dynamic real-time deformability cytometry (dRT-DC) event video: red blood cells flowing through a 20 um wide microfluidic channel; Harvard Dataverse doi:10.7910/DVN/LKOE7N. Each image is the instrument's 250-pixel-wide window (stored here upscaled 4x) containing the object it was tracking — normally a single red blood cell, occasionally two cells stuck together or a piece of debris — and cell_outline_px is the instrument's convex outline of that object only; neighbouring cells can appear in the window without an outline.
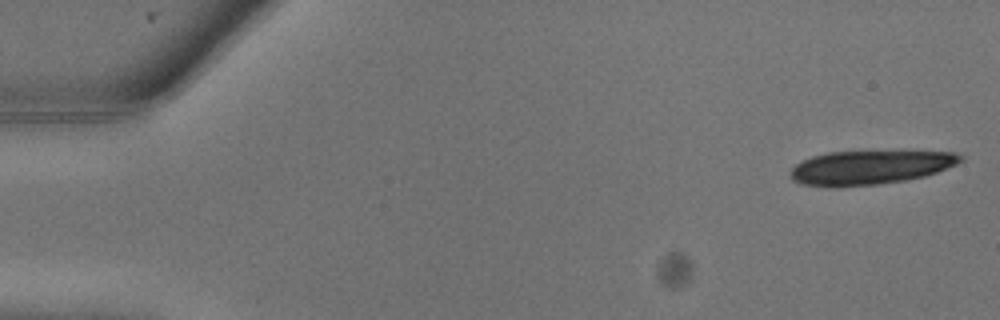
{"species": "common noctule bat (a hibernating species)", "species_latin": "Nyctalus noctula", "temperature_condition": "warm", "stored_images_in_passage": 25, "camera_frame_rate_fps": 3000, "um_per_image_px": 0.085, "animal": {"sex": "male", "body_mass_g": 13.3}, "frame": {"image": 1, "passage_image": 1, "time_ms": 0.0, "image_size_px": [1000, 320], "cell_outline_px": [[964, 160], [956, 164], [936, 172], [924, 176], [904, 180], [876, 184], [832, 188], [800, 184], [792, 180], [792, 168], [796, 164], [812, 156], [828, 152], [900, 148], [956, 152], [964, 156]], "centroid_in_image_um": [74.04, 14.17], "position_along_channel_um": 11.0, "area_um2": 35.2}}
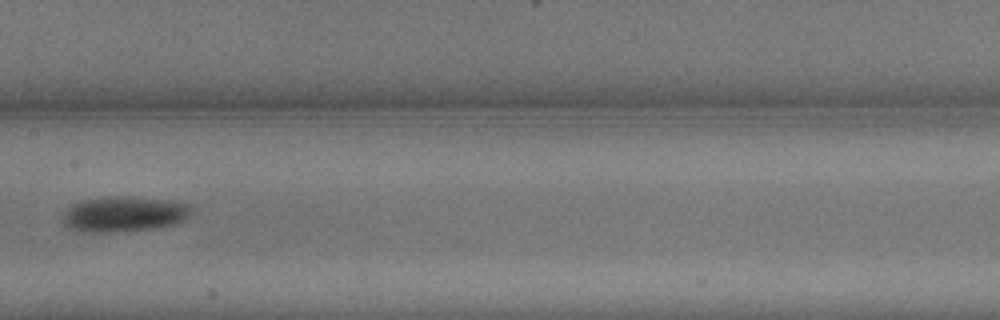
{"frame": {"image": 2, "passage_image": 13, "time_ms": 4.0, "image_size_px": [1000, 320], "cell_outline_px": [[192, 212], [184, 220], [176, 224], [152, 228], [124, 232], [84, 232], [68, 228], [64, 224], [64, 212], [72, 204], [84, 200], [108, 196], [120, 196], [164, 200], [192, 204]], "centroid_in_image_um": [10.55, 18.21], "position_along_channel_um": 196.8, "area_um2": 26.53}}
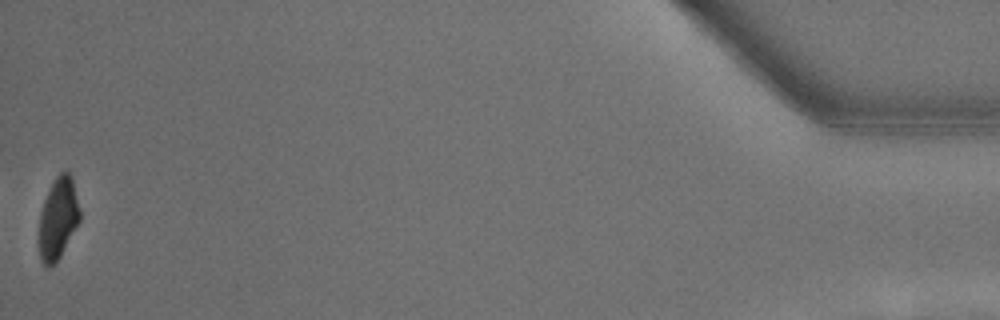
{"frame": {"image": 3, "passage_image": 25, "time_ms": 8.0, "image_size_px": [1000, 320], "cell_outline_px": [[80, 220], [60, 256], [48, 268], [44, 264], [40, 256], [40, 212], [44, 200], [56, 176], [60, 172], [68, 172], [72, 180], [80, 208]], "centroid_in_image_um": [4.95, 18.55], "position_along_channel_um": 430.3, "area_um2": 18.79}}